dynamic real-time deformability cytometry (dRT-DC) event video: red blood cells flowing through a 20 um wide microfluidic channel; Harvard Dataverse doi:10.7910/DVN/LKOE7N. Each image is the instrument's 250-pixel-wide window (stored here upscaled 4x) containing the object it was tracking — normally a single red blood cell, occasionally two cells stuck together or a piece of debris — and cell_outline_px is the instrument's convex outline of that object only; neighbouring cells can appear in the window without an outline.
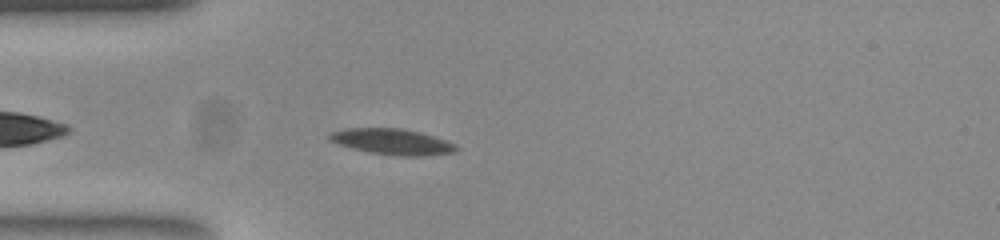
{"species": "common noctule bat (a hibernating species)", "species_latin": "Nyctalus noctula", "temperature_condition": "room temperature", "stored_images_in_passage": 44, "camera_frame_rate_fps": 3000, "um_per_image_px": 0.085, "animal": {"sex": "female", "body_mass_g": 23.0, "forearm_length_mm": 53.4}, "frame": {"image": 1, "passage_image": 6, "time_ms": 1.667, "image_size_px": [1000, 240], "cell_outline_px": [[460, 148], [452, 152], [424, 156], [392, 156], [368, 152], [352, 148], [340, 144], [332, 140], [328, 136], [332, 132], [344, 128], [400, 128], [420, 132], [444, 140]], "centroid_in_image_um": [33.32, 12.05], "position_along_channel_um": 51.7, "area_um2": 18.84}}
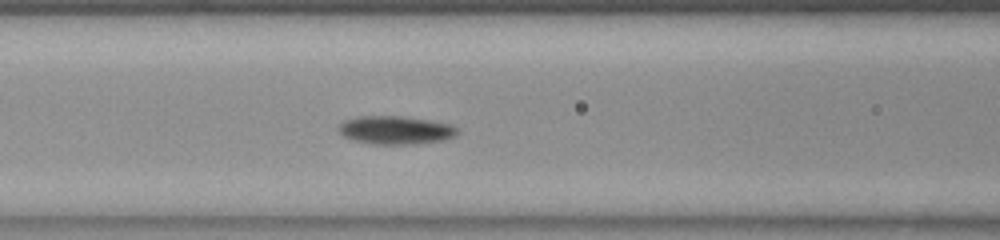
{"frame": {"image": 2, "passage_image": 13, "time_ms": 4.0, "image_size_px": [1000, 240], "cell_outline_px": [[456, 132], [452, 136], [440, 140], [412, 144], [376, 144], [356, 140], [344, 136], [340, 132], [340, 124], [344, 120], [360, 116], [404, 116], [428, 120], [448, 124], [456, 128]], "centroid_in_image_um": [33.58, 11.04], "position_along_channel_um": 133.0, "area_um2": 18.96}}
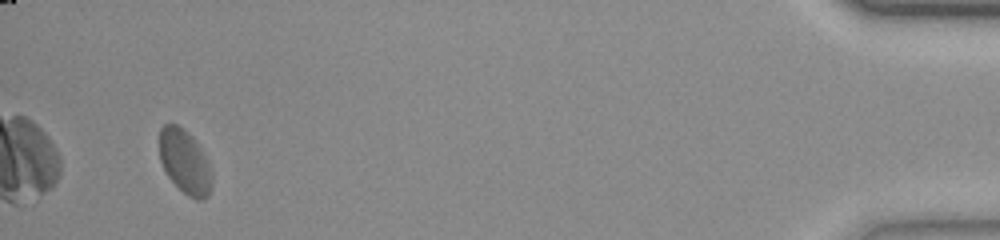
{"frame": {"image": 3, "passage_image": 42, "time_ms": 13.667, "image_size_px": [1000, 240], "cell_outline_px": [[212, 184], [208, 196], [204, 200], [196, 200], [188, 196], [168, 176], [160, 160], [160, 128], [164, 124], [176, 124], [188, 132], [192, 136], [200, 148], [212, 168]], "centroid_in_image_um": [15.74, 13.76], "position_along_channel_um": 419.5, "area_um2": 19.54}, "authors_computed_cell_mechanics": {"area_um2": 18.6116, "velocity_mm_per_s": 3.8057, "shape_relaxation_time_tau1_ms": 4.9802, "shape_relaxation_time_tau2_ms": 3.7501, "deformation_change_tau1": 0.1299, "deformation_change_tau2": 0.0415}}